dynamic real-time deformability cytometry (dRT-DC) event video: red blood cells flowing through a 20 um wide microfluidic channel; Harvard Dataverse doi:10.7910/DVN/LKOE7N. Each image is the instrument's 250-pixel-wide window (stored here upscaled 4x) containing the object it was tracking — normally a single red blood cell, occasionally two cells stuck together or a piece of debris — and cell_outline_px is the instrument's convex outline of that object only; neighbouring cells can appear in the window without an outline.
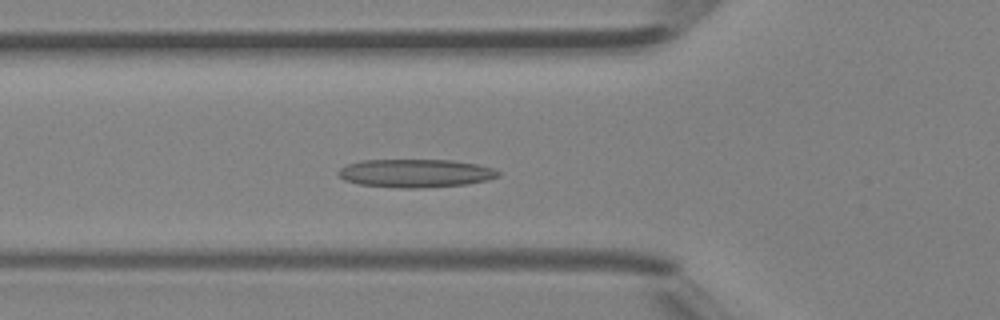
{"species": "Egyptian fruit bat (a non-hibernating species)", "species_latin": "Rousettus aegyptiacus", "temperature_condition": "room temperature", "stored_images_in_passage": 43, "segment_of_instrument_passage": [1, 2], "camera_frame_rate_fps": 3000, "um_per_image_px": 0.085, "animal": {"sex": "female"}, "frame": {"image": 1, "passage_image": 12, "time_ms": 3.667, "image_size_px": [1000, 320], "cell_outline_px": [[500, 176], [488, 180], [468, 184], [416, 188], [400, 188], [360, 184], [344, 180], [336, 172], [340, 168], [348, 164], [360, 160], [452, 160], [476, 164], [492, 168], [500, 172]], "centroid_in_image_um": [35.32, 14.72], "position_along_channel_um": 90.5, "area_um2": 26.3}}
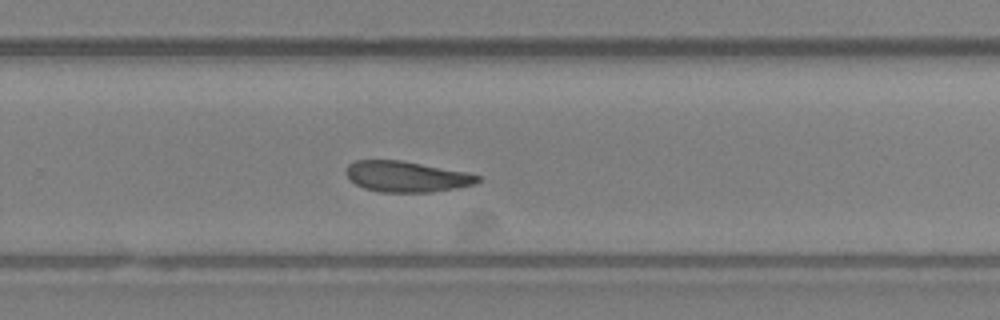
{"frame": {"image": 2, "passage_image": 26, "time_ms": 8.333, "image_size_px": [1000, 320], "cell_outline_px": [[480, 180], [476, 184], [456, 188], [428, 192], [380, 192], [364, 188], [356, 184], [344, 172], [348, 164], [356, 160], [400, 160], [468, 172], [480, 176]], "centroid_in_image_um": [34.56, 15.0], "position_along_channel_um": 295.2, "area_um2": 23.58}}
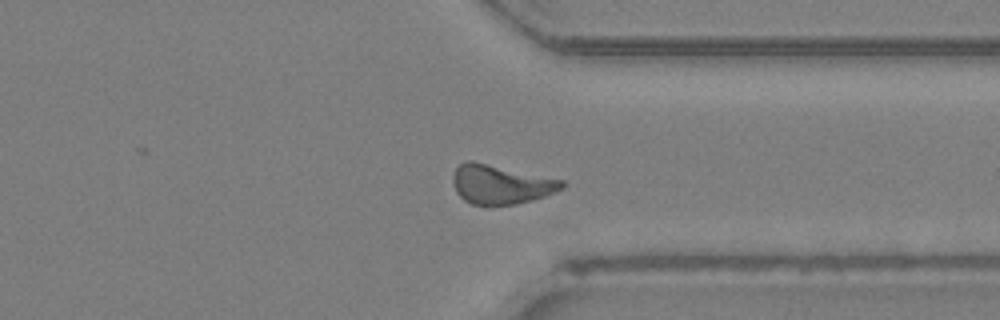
{"frame": {"image": 3, "passage_image": 31, "time_ms": 10.0, "image_size_px": [1000, 320], "cell_outline_px": [[568, 184], [564, 188], [544, 196], [532, 200], [516, 204], [472, 204], [464, 200], [456, 192], [452, 180], [452, 176], [456, 168], [460, 164], [468, 160], [472, 160], [564, 180]], "centroid_in_image_um": [42.58, 15.66], "position_along_channel_um": 368.8, "area_um2": 24.85}}